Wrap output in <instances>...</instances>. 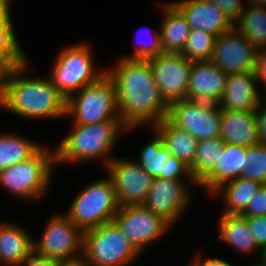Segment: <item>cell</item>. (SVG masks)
I'll return each mask as SVG.
<instances>
[{
  "instance_id": "bcb514c9",
  "label": "cell",
  "mask_w": 266,
  "mask_h": 266,
  "mask_svg": "<svg viewBox=\"0 0 266 266\" xmlns=\"http://www.w3.org/2000/svg\"><path fill=\"white\" fill-rule=\"evenodd\" d=\"M264 95H263V98H264V100H263V102H261L262 104L263 103H265V104H263V105H265L266 106V89H264Z\"/></svg>"
},
{
  "instance_id": "7bdbcfd3",
  "label": "cell",
  "mask_w": 266,
  "mask_h": 266,
  "mask_svg": "<svg viewBox=\"0 0 266 266\" xmlns=\"http://www.w3.org/2000/svg\"><path fill=\"white\" fill-rule=\"evenodd\" d=\"M11 0H0V25L11 16Z\"/></svg>"
},
{
  "instance_id": "d4e9b609",
  "label": "cell",
  "mask_w": 266,
  "mask_h": 266,
  "mask_svg": "<svg viewBox=\"0 0 266 266\" xmlns=\"http://www.w3.org/2000/svg\"><path fill=\"white\" fill-rule=\"evenodd\" d=\"M152 128L158 132L163 144L174 157L182 160L189 167L193 164L198 139L187 131L174 126L167 118H164Z\"/></svg>"
},
{
  "instance_id": "f546056e",
  "label": "cell",
  "mask_w": 266,
  "mask_h": 266,
  "mask_svg": "<svg viewBox=\"0 0 266 266\" xmlns=\"http://www.w3.org/2000/svg\"><path fill=\"white\" fill-rule=\"evenodd\" d=\"M10 16L0 25V59H3L12 69L28 62L25 52L21 48Z\"/></svg>"
},
{
  "instance_id": "277c9868",
  "label": "cell",
  "mask_w": 266,
  "mask_h": 266,
  "mask_svg": "<svg viewBox=\"0 0 266 266\" xmlns=\"http://www.w3.org/2000/svg\"><path fill=\"white\" fill-rule=\"evenodd\" d=\"M43 145L33 156L0 171V185L16 197L37 201L50 189L54 150Z\"/></svg>"
},
{
  "instance_id": "f35d334b",
  "label": "cell",
  "mask_w": 266,
  "mask_h": 266,
  "mask_svg": "<svg viewBox=\"0 0 266 266\" xmlns=\"http://www.w3.org/2000/svg\"><path fill=\"white\" fill-rule=\"evenodd\" d=\"M58 263V259L44 257L33 251L20 266H58Z\"/></svg>"
},
{
  "instance_id": "ee69618b",
  "label": "cell",
  "mask_w": 266,
  "mask_h": 266,
  "mask_svg": "<svg viewBox=\"0 0 266 266\" xmlns=\"http://www.w3.org/2000/svg\"><path fill=\"white\" fill-rule=\"evenodd\" d=\"M249 2H246L247 4L249 3L250 5H255L259 7H266V0H247Z\"/></svg>"
},
{
  "instance_id": "4fadbf2b",
  "label": "cell",
  "mask_w": 266,
  "mask_h": 266,
  "mask_svg": "<svg viewBox=\"0 0 266 266\" xmlns=\"http://www.w3.org/2000/svg\"><path fill=\"white\" fill-rule=\"evenodd\" d=\"M160 91L169 105L187 99L192 62L178 53H162L148 59Z\"/></svg>"
},
{
  "instance_id": "2e32d148",
  "label": "cell",
  "mask_w": 266,
  "mask_h": 266,
  "mask_svg": "<svg viewBox=\"0 0 266 266\" xmlns=\"http://www.w3.org/2000/svg\"><path fill=\"white\" fill-rule=\"evenodd\" d=\"M154 139L142 147L137 163L153 178L182 180L187 178L194 186L198 183L192 176L189 166L182 160L174 157L163 144L158 132L153 129ZM188 176V177H187ZM183 177V178H182Z\"/></svg>"
},
{
  "instance_id": "6da1fadb",
  "label": "cell",
  "mask_w": 266,
  "mask_h": 266,
  "mask_svg": "<svg viewBox=\"0 0 266 266\" xmlns=\"http://www.w3.org/2000/svg\"><path fill=\"white\" fill-rule=\"evenodd\" d=\"M113 66L106 73L115 84L118 114L127 128H152L167 118L169 105L160 95L149 60L121 57Z\"/></svg>"
},
{
  "instance_id": "52a82bcc",
  "label": "cell",
  "mask_w": 266,
  "mask_h": 266,
  "mask_svg": "<svg viewBox=\"0 0 266 266\" xmlns=\"http://www.w3.org/2000/svg\"><path fill=\"white\" fill-rule=\"evenodd\" d=\"M118 209L113 183L106 177L82 189L64 214L85 232L113 221Z\"/></svg>"
},
{
  "instance_id": "8992f818",
  "label": "cell",
  "mask_w": 266,
  "mask_h": 266,
  "mask_svg": "<svg viewBox=\"0 0 266 266\" xmlns=\"http://www.w3.org/2000/svg\"><path fill=\"white\" fill-rule=\"evenodd\" d=\"M76 93L66 102V117L72 118L73 124L90 125L120 118L116 87L107 73Z\"/></svg>"
},
{
  "instance_id": "7c38bea8",
  "label": "cell",
  "mask_w": 266,
  "mask_h": 266,
  "mask_svg": "<svg viewBox=\"0 0 266 266\" xmlns=\"http://www.w3.org/2000/svg\"><path fill=\"white\" fill-rule=\"evenodd\" d=\"M105 168L119 207L144 203L154 178L136 161L113 158Z\"/></svg>"
},
{
  "instance_id": "7dc6e473",
  "label": "cell",
  "mask_w": 266,
  "mask_h": 266,
  "mask_svg": "<svg viewBox=\"0 0 266 266\" xmlns=\"http://www.w3.org/2000/svg\"><path fill=\"white\" fill-rule=\"evenodd\" d=\"M250 266H260L258 263H255L253 265H250Z\"/></svg>"
},
{
  "instance_id": "1f68e13d",
  "label": "cell",
  "mask_w": 266,
  "mask_h": 266,
  "mask_svg": "<svg viewBox=\"0 0 266 266\" xmlns=\"http://www.w3.org/2000/svg\"><path fill=\"white\" fill-rule=\"evenodd\" d=\"M241 177L266 185V145L258 144L247 147Z\"/></svg>"
},
{
  "instance_id": "484cf974",
  "label": "cell",
  "mask_w": 266,
  "mask_h": 266,
  "mask_svg": "<svg viewBox=\"0 0 266 266\" xmlns=\"http://www.w3.org/2000/svg\"><path fill=\"white\" fill-rule=\"evenodd\" d=\"M262 185L258 181L239 177L224 183L212 196L222 194L226 206L223 214L241 215Z\"/></svg>"
},
{
  "instance_id": "ab89813d",
  "label": "cell",
  "mask_w": 266,
  "mask_h": 266,
  "mask_svg": "<svg viewBox=\"0 0 266 266\" xmlns=\"http://www.w3.org/2000/svg\"><path fill=\"white\" fill-rule=\"evenodd\" d=\"M192 261L188 266H233L231 263L227 262L226 260H222L220 258H208L202 259V256L200 254L196 257H192Z\"/></svg>"
},
{
  "instance_id": "b9f144b4",
  "label": "cell",
  "mask_w": 266,
  "mask_h": 266,
  "mask_svg": "<svg viewBox=\"0 0 266 266\" xmlns=\"http://www.w3.org/2000/svg\"><path fill=\"white\" fill-rule=\"evenodd\" d=\"M58 266H90L84 255L59 260Z\"/></svg>"
},
{
  "instance_id": "83f0119b",
  "label": "cell",
  "mask_w": 266,
  "mask_h": 266,
  "mask_svg": "<svg viewBox=\"0 0 266 266\" xmlns=\"http://www.w3.org/2000/svg\"><path fill=\"white\" fill-rule=\"evenodd\" d=\"M234 26L257 49H266V7L246 5Z\"/></svg>"
},
{
  "instance_id": "e575fe53",
  "label": "cell",
  "mask_w": 266,
  "mask_h": 266,
  "mask_svg": "<svg viewBox=\"0 0 266 266\" xmlns=\"http://www.w3.org/2000/svg\"><path fill=\"white\" fill-rule=\"evenodd\" d=\"M266 215V185L257 191L256 195L251 199L242 217L263 216Z\"/></svg>"
},
{
  "instance_id": "836d02e7",
  "label": "cell",
  "mask_w": 266,
  "mask_h": 266,
  "mask_svg": "<svg viewBox=\"0 0 266 266\" xmlns=\"http://www.w3.org/2000/svg\"><path fill=\"white\" fill-rule=\"evenodd\" d=\"M244 218L247 221L257 246L263 251L266 249V215Z\"/></svg>"
},
{
  "instance_id": "e0dca14e",
  "label": "cell",
  "mask_w": 266,
  "mask_h": 266,
  "mask_svg": "<svg viewBox=\"0 0 266 266\" xmlns=\"http://www.w3.org/2000/svg\"><path fill=\"white\" fill-rule=\"evenodd\" d=\"M191 29L203 30L216 37L234 27V23L217 5L207 0H173Z\"/></svg>"
},
{
  "instance_id": "74e56055",
  "label": "cell",
  "mask_w": 266,
  "mask_h": 266,
  "mask_svg": "<svg viewBox=\"0 0 266 266\" xmlns=\"http://www.w3.org/2000/svg\"><path fill=\"white\" fill-rule=\"evenodd\" d=\"M255 117L259 142L262 145H266V106H263L262 103L255 111Z\"/></svg>"
},
{
  "instance_id": "d590c367",
  "label": "cell",
  "mask_w": 266,
  "mask_h": 266,
  "mask_svg": "<svg viewBox=\"0 0 266 266\" xmlns=\"http://www.w3.org/2000/svg\"><path fill=\"white\" fill-rule=\"evenodd\" d=\"M217 5L235 23L245 9L243 0H207Z\"/></svg>"
},
{
  "instance_id": "d6986e66",
  "label": "cell",
  "mask_w": 266,
  "mask_h": 266,
  "mask_svg": "<svg viewBox=\"0 0 266 266\" xmlns=\"http://www.w3.org/2000/svg\"><path fill=\"white\" fill-rule=\"evenodd\" d=\"M254 72L228 74L221 110L255 112L262 102Z\"/></svg>"
},
{
  "instance_id": "3957f363",
  "label": "cell",
  "mask_w": 266,
  "mask_h": 266,
  "mask_svg": "<svg viewBox=\"0 0 266 266\" xmlns=\"http://www.w3.org/2000/svg\"><path fill=\"white\" fill-rule=\"evenodd\" d=\"M72 125L71 132L54 149L55 164L105 159L102 163L106 167L114 158L110 154L119 136L123 132L136 130L127 128L121 118L90 125Z\"/></svg>"
},
{
  "instance_id": "7a4b0ae2",
  "label": "cell",
  "mask_w": 266,
  "mask_h": 266,
  "mask_svg": "<svg viewBox=\"0 0 266 266\" xmlns=\"http://www.w3.org/2000/svg\"><path fill=\"white\" fill-rule=\"evenodd\" d=\"M29 61L13 69L0 107L24 118L52 119L66 117V98L53 85L50 77H26Z\"/></svg>"
},
{
  "instance_id": "4316f807",
  "label": "cell",
  "mask_w": 266,
  "mask_h": 266,
  "mask_svg": "<svg viewBox=\"0 0 266 266\" xmlns=\"http://www.w3.org/2000/svg\"><path fill=\"white\" fill-rule=\"evenodd\" d=\"M43 145L17 133L0 134V171L27 160Z\"/></svg>"
},
{
  "instance_id": "8d00e7d4",
  "label": "cell",
  "mask_w": 266,
  "mask_h": 266,
  "mask_svg": "<svg viewBox=\"0 0 266 266\" xmlns=\"http://www.w3.org/2000/svg\"><path fill=\"white\" fill-rule=\"evenodd\" d=\"M253 72L257 84L263 82V89H266V49L258 50Z\"/></svg>"
},
{
  "instance_id": "4dcf8cb0",
  "label": "cell",
  "mask_w": 266,
  "mask_h": 266,
  "mask_svg": "<svg viewBox=\"0 0 266 266\" xmlns=\"http://www.w3.org/2000/svg\"><path fill=\"white\" fill-rule=\"evenodd\" d=\"M217 37L203 30L191 29L178 54L190 62L210 61Z\"/></svg>"
},
{
  "instance_id": "60d3db41",
  "label": "cell",
  "mask_w": 266,
  "mask_h": 266,
  "mask_svg": "<svg viewBox=\"0 0 266 266\" xmlns=\"http://www.w3.org/2000/svg\"><path fill=\"white\" fill-rule=\"evenodd\" d=\"M12 71L13 69L3 59H0V99L5 92Z\"/></svg>"
},
{
  "instance_id": "7402d4cb",
  "label": "cell",
  "mask_w": 266,
  "mask_h": 266,
  "mask_svg": "<svg viewBox=\"0 0 266 266\" xmlns=\"http://www.w3.org/2000/svg\"><path fill=\"white\" fill-rule=\"evenodd\" d=\"M32 237L24 227L0 221V265L20 266L33 252Z\"/></svg>"
},
{
  "instance_id": "5b68a950",
  "label": "cell",
  "mask_w": 266,
  "mask_h": 266,
  "mask_svg": "<svg viewBox=\"0 0 266 266\" xmlns=\"http://www.w3.org/2000/svg\"><path fill=\"white\" fill-rule=\"evenodd\" d=\"M66 47L58 52L49 77L67 100L86 85L97 82L106 74V70L96 71L92 50L87 43Z\"/></svg>"
},
{
  "instance_id": "cb8c5ba5",
  "label": "cell",
  "mask_w": 266,
  "mask_h": 266,
  "mask_svg": "<svg viewBox=\"0 0 266 266\" xmlns=\"http://www.w3.org/2000/svg\"><path fill=\"white\" fill-rule=\"evenodd\" d=\"M219 241L230 245L240 253H251L262 250L257 246L253 234L248 227L247 221L241 215L221 214L218 220Z\"/></svg>"
},
{
  "instance_id": "30bf717a",
  "label": "cell",
  "mask_w": 266,
  "mask_h": 266,
  "mask_svg": "<svg viewBox=\"0 0 266 266\" xmlns=\"http://www.w3.org/2000/svg\"><path fill=\"white\" fill-rule=\"evenodd\" d=\"M40 241H33V251L58 260L83 255L84 231L66 215L56 213L45 224Z\"/></svg>"
},
{
  "instance_id": "9a60e30c",
  "label": "cell",
  "mask_w": 266,
  "mask_h": 266,
  "mask_svg": "<svg viewBox=\"0 0 266 266\" xmlns=\"http://www.w3.org/2000/svg\"><path fill=\"white\" fill-rule=\"evenodd\" d=\"M187 186L182 180L154 178L143 205L172 226L188 208Z\"/></svg>"
},
{
  "instance_id": "ac0fdd59",
  "label": "cell",
  "mask_w": 266,
  "mask_h": 266,
  "mask_svg": "<svg viewBox=\"0 0 266 266\" xmlns=\"http://www.w3.org/2000/svg\"><path fill=\"white\" fill-rule=\"evenodd\" d=\"M227 78L228 74L211 61L192 62L187 99L219 103Z\"/></svg>"
},
{
  "instance_id": "f1b7e54d",
  "label": "cell",
  "mask_w": 266,
  "mask_h": 266,
  "mask_svg": "<svg viewBox=\"0 0 266 266\" xmlns=\"http://www.w3.org/2000/svg\"><path fill=\"white\" fill-rule=\"evenodd\" d=\"M225 142L220 138L199 140L190 172L198 183L217 163Z\"/></svg>"
},
{
  "instance_id": "44dd1931",
  "label": "cell",
  "mask_w": 266,
  "mask_h": 266,
  "mask_svg": "<svg viewBox=\"0 0 266 266\" xmlns=\"http://www.w3.org/2000/svg\"><path fill=\"white\" fill-rule=\"evenodd\" d=\"M220 138L238 146L260 144L255 112L222 110Z\"/></svg>"
},
{
  "instance_id": "ffe728a7",
  "label": "cell",
  "mask_w": 266,
  "mask_h": 266,
  "mask_svg": "<svg viewBox=\"0 0 266 266\" xmlns=\"http://www.w3.org/2000/svg\"><path fill=\"white\" fill-rule=\"evenodd\" d=\"M247 147L225 143V148L220 151L215 166L198 182L208 196L221 187L224 183L241 177Z\"/></svg>"
},
{
  "instance_id": "f6af8a7d",
  "label": "cell",
  "mask_w": 266,
  "mask_h": 266,
  "mask_svg": "<svg viewBox=\"0 0 266 266\" xmlns=\"http://www.w3.org/2000/svg\"><path fill=\"white\" fill-rule=\"evenodd\" d=\"M260 266H266V249L262 251V256L258 262Z\"/></svg>"
},
{
  "instance_id": "d6a6232c",
  "label": "cell",
  "mask_w": 266,
  "mask_h": 266,
  "mask_svg": "<svg viewBox=\"0 0 266 266\" xmlns=\"http://www.w3.org/2000/svg\"><path fill=\"white\" fill-rule=\"evenodd\" d=\"M152 37L151 41L148 42H139L135 46L134 52L131 54V56H124L123 58H132V59H149L151 57L157 56L159 54L163 53L162 47H161V35H160V28L159 31Z\"/></svg>"
},
{
  "instance_id": "9c48e42d",
  "label": "cell",
  "mask_w": 266,
  "mask_h": 266,
  "mask_svg": "<svg viewBox=\"0 0 266 266\" xmlns=\"http://www.w3.org/2000/svg\"><path fill=\"white\" fill-rule=\"evenodd\" d=\"M221 108L218 103L183 99L169 104L167 119L198 140L220 137Z\"/></svg>"
},
{
  "instance_id": "5bb4252c",
  "label": "cell",
  "mask_w": 266,
  "mask_h": 266,
  "mask_svg": "<svg viewBox=\"0 0 266 266\" xmlns=\"http://www.w3.org/2000/svg\"><path fill=\"white\" fill-rule=\"evenodd\" d=\"M257 52L234 26L217 37L210 61L226 74L253 72Z\"/></svg>"
},
{
  "instance_id": "603a6c76",
  "label": "cell",
  "mask_w": 266,
  "mask_h": 266,
  "mask_svg": "<svg viewBox=\"0 0 266 266\" xmlns=\"http://www.w3.org/2000/svg\"><path fill=\"white\" fill-rule=\"evenodd\" d=\"M162 8L160 35L163 53H178L188 40L191 27L171 2L164 3Z\"/></svg>"
},
{
  "instance_id": "ba28073f",
  "label": "cell",
  "mask_w": 266,
  "mask_h": 266,
  "mask_svg": "<svg viewBox=\"0 0 266 266\" xmlns=\"http://www.w3.org/2000/svg\"><path fill=\"white\" fill-rule=\"evenodd\" d=\"M83 255L90 266H129L141 254L113 220L84 232Z\"/></svg>"
},
{
  "instance_id": "8fae6325",
  "label": "cell",
  "mask_w": 266,
  "mask_h": 266,
  "mask_svg": "<svg viewBox=\"0 0 266 266\" xmlns=\"http://www.w3.org/2000/svg\"><path fill=\"white\" fill-rule=\"evenodd\" d=\"M114 221L132 246L141 254L152 242L162 237L170 225L143 204L121 206Z\"/></svg>"
}]
</instances>
